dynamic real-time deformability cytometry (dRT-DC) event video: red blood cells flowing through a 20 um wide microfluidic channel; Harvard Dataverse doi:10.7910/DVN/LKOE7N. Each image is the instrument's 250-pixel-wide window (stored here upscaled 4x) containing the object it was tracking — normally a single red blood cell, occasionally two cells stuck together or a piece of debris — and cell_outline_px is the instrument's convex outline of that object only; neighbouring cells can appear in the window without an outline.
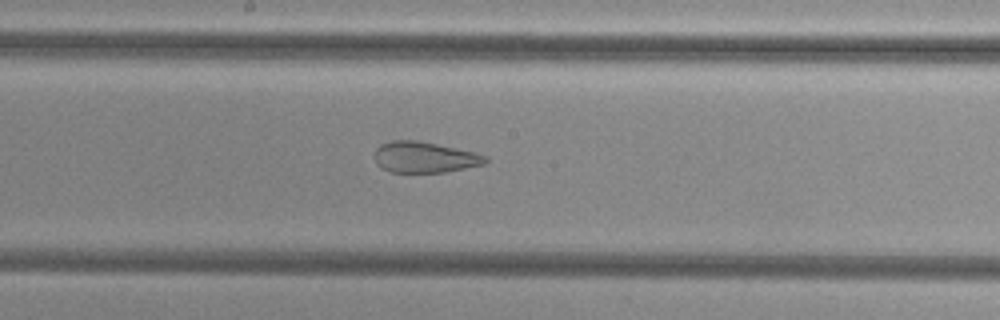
{"species": "common noctule bat (a hibernating species)", "species_latin": "Nyctalus noctula", "temperature_condition": "cold", "stored_images_in_passage": 53, "camera_frame_rate_fps": 3000, "um_per_image_px": 0.085, "animal": {"sex": "female", "body_mass_g": 29.2, "forearm_length_mm": 56.3}, "frame": {"image": 1, "passage_image": 28, "time_ms": 9.0, "image_size_px": [1000, 320], "cell_outline_px": [[488, 160], [484, 164], [444, 172], [392, 172], [380, 168], [376, 164], [376, 148], [380, 144], [392, 140], [416, 140], [436, 144], [472, 152], [488, 156]], "centroid_in_image_um": [36.06, 13.37], "position_along_channel_um": 212.1, "area_um2": 19.77}}
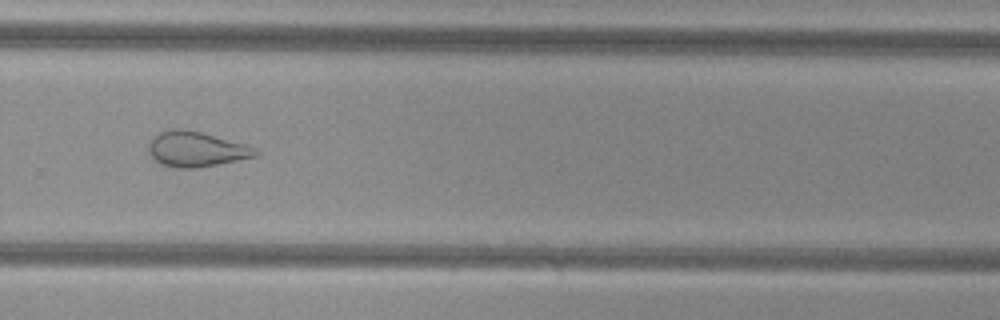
{"frame": {"image": 2, "passage_image": 36, "time_ms": 11.667, "image_size_px": [1000, 320], "cell_outline_px": [[260, 152], [256, 156], [220, 164], [196, 168], [176, 168], [160, 164], [152, 156], [148, 148], [148, 144], [160, 132], [172, 128], [184, 128], [200, 132], [244, 144]], "centroid_in_image_um": [16.65, 12.69], "position_along_channel_um": 313.1, "area_um2": 21.62}}
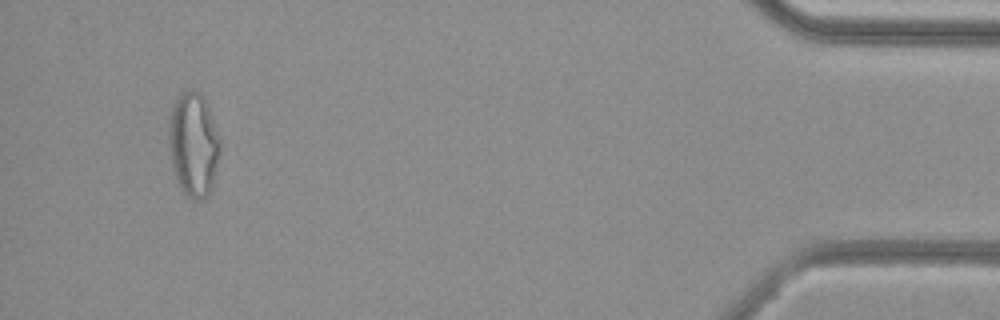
{"frame": {"image": 3, "passage_image": 50, "time_ms": 16.333, "image_size_px": [1000, 320], "cell_outline_px": [[220, 152], [212, 188], [208, 196], [200, 200], [192, 200], [180, 188], [172, 172], [168, 148], [168, 120], [172, 108], [180, 92], [200, 92], [208, 104], [220, 136]], "centroid_in_image_um": [16.43, 12.31], "position_along_channel_um": 418.8, "area_um2": 31.79}, "authors_computed_cell_mechanics": {"area_um2": 28.2642, "velocity_mm_per_s": 3.7968, "shape_relaxation_time_tau1_ms": null, "shape_relaxation_time_tau2_ms": 1.6541, "deformation_change_tau1": null, "deformation_change_tau2": 0.0983}}